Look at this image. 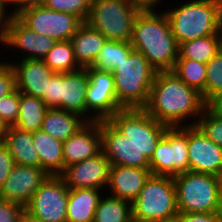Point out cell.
<instances>
[{
	"instance_id": "obj_1",
	"label": "cell",
	"mask_w": 222,
	"mask_h": 222,
	"mask_svg": "<svg viewBox=\"0 0 222 222\" xmlns=\"http://www.w3.org/2000/svg\"><path fill=\"white\" fill-rule=\"evenodd\" d=\"M201 94L173 71L156 72L149 101L144 108L168 127L196 125L205 108Z\"/></svg>"
},
{
	"instance_id": "obj_2",
	"label": "cell",
	"mask_w": 222,
	"mask_h": 222,
	"mask_svg": "<svg viewBox=\"0 0 222 222\" xmlns=\"http://www.w3.org/2000/svg\"><path fill=\"white\" fill-rule=\"evenodd\" d=\"M131 45L141 52L157 71H172L178 58L177 43L166 13L141 10L133 24Z\"/></svg>"
},
{
	"instance_id": "obj_3",
	"label": "cell",
	"mask_w": 222,
	"mask_h": 222,
	"mask_svg": "<svg viewBox=\"0 0 222 222\" xmlns=\"http://www.w3.org/2000/svg\"><path fill=\"white\" fill-rule=\"evenodd\" d=\"M173 1L163 11L178 44L222 32V0Z\"/></svg>"
},
{
	"instance_id": "obj_4",
	"label": "cell",
	"mask_w": 222,
	"mask_h": 222,
	"mask_svg": "<svg viewBox=\"0 0 222 222\" xmlns=\"http://www.w3.org/2000/svg\"><path fill=\"white\" fill-rule=\"evenodd\" d=\"M156 72L146 57L133 49L112 71L119 105L123 109L145 108Z\"/></svg>"
},
{
	"instance_id": "obj_5",
	"label": "cell",
	"mask_w": 222,
	"mask_h": 222,
	"mask_svg": "<svg viewBox=\"0 0 222 222\" xmlns=\"http://www.w3.org/2000/svg\"><path fill=\"white\" fill-rule=\"evenodd\" d=\"M132 216L149 222H171L178 216L174 178L150 175L132 202Z\"/></svg>"
},
{
	"instance_id": "obj_6",
	"label": "cell",
	"mask_w": 222,
	"mask_h": 222,
	"mask_svg": "<svg viewBox=\"0 0 222 222\" xmlns=\"http://www.w3.org/2000/svg\"><path fill=\"white\" fill-rule=\"evenodd\" d=\"M174 184L178 213L222 212L217 176L187 171L174 177Z\"/></svg>"
},
{
	"instance_id": "obj_7",
	"label": "cell",
	"mask_w": 222,
	"mask_h": 222,
	"mask_svg": "<svg viewBox=\"0 0 222 222\" xmlns=\"http://www.w3.org/2000/svg\"><path fill=\"white\" fill-rule=\"evenodd\" d=\"M140 11L130 0H91L86 23L107 40L131 42L133 24Z\"/></svg>"
},
{
	"instance_id": "obj_8",
	"label": "cell",
	"mask_w": 222,
	"mask_h": 222,
	"mask_svg": "<svg viewBox=\"0 0 222 222\" xmlns=\"http://www.w3.org/2000/svg\"><path fill=\"white\" fill-rule=\"evenodd\" d=\"M109 120L149 161L168 127L152 118L144 108L121 109Z\"/></svg>"
},
{
	"instance_id": "obj_9",
	"label": "cell",
	"mask_w": 222,
	"mask_h": 222,
	"mask_svg": "<svg viewBox=\"0 0 222 222\" xmlns=\"http://www.w3.org/2000/svg\"><path fill=\"white\" fill-rule=\"evenodd\" d=\"M149 169L152 175L172 178L189 171L187 126L166 128L149 161Z\"/></svg>"
},
{
	"instance_id": "obj_10",
	"label": "cell",
	"mask_w": 222,
	"mask_h": 222,
	"mask_svg": "<svg viewBox=\"0 0 222 222\" xmlns=\"http://www.w3.org/2000/svg\"><path fill=\"white\" fill-rule=\"evenodd\" d=\"M15 16L30 30L55 41L71 40L84 23L73 14L54 11L42 4L24 8Z\"/></svg>"
},
{
	"instance_id": "obj_11",
	"label": "cell",
	"mask_w": 222,
	"mask_h": 222,
	"mask_svg": "<svg viewBox=\"0 0 222 222\" xmlns=\"http://www.w3.org/2000/svg\"><path fill=\"white\" fill-rule=\"evenodd\" d=\"M5 42L6 51L8 50L6 60L10 64L13 61L22 59L42 60L53 48L56 41L53 38L30 30L16 16H8Z\"/></svg>"
},
{
	"instance_id": "obj_12",
	"label": "cell",
	"mask_w": 222,
	"mask_h": 222,
	"mask_svg": "<svg viewBox=\"0 0 222 222\" xmlns=\"http://www.w3.org/2000/svg\"><path fill=\"white\" fill-rule=\"evenodd\" d=\"M69 192L60 175H49L33 194L25 210L45 222H67Z\"/></svg>"
},
{
	"instance_id": "obj_13",
	"label": "cell",
	"mask_w": 222,
	"mask_h": 222,
	"mask_svg": "<svg viewBox=\"0 0 222 222\" xmlns=\"http://www.w3.org/2000/svg\"><path fill=\"white\" fill-rule=\"evenodd\" d=\"M89 77L86 94V121L110 119L116 112L123 109L118 101L115 90L114 75L111 71H100L86 67Z\"/></svg>"
},
{
	"instance_id": "obj_14",
	"label": "cell",
	"mask_w": 222,
	"mask_h": 222,
	"mask_svg": "<svg viewBox=\"0 0 222 222\" xmlns=\"http://www.w3.org/2000/svg\"><path fill=\"white\" fill-rule=\"evenodd\" d=\"M102 152L111 166L149 169V160L109 120H100Z\"/></svg>"
},
{
	"instance_id": "obj_15",
	"label": "cell",
	"mask_w": 222,
	"mask_h": 222,
	"mask_svg": "<svg viewBox=\"0 0 222 222\" xmlns=\"http://www.w3.org/2000/svg\"><path fill=\"white\" fill-rule=\"evenodd\" d=\"M110 162L101 151L96 156L65 167L60 175L69 189H107Z\"/></svg>"
},
{
	"instance_id": "obj_16",
	"label": "cell",
	"mask_w": 222,
	"mask_h": 222,
	"mask_svg": "<svg viewBox=\"0 0 222 222\" xmlns=\"http://www.w3.org/2000/svg\"><path fill=\"white\" fill-rule=\"evenodd\" d=\"M189 171L218 176L222 172V147L210 140L197 125L187 126Z\"/></svg>"
},
{
	"instance_id": "obj_17",
	"label": "cell",
	"mask_w": 222,
	"mask_h": 222,
	"mask_svg": "<svg viewBox=\"0 0 222 222\" xmlns=\"http://www.w3.org/2000/svg\"><path fill=\"white\" fill-rule=\"evenodd\" d=\"M48 176L41 167L16 164L0 188V199L26 206Z\"/></svg>"
},
{
	"instance_id": "obj_18",
	"label": "cell",
	"mask_w": 222,
	"mask_h": 222,
	"mask_svg": "<svg viewBox=\"0 0 222 222\" xmlns=\"http://www.w3.org/2000/svg\"><path fill=\"white\" fill-rule=\"evenodd\" d=\"M15 72L16 89L26 95L43 99L53 71L43 60L22 59L10 63Z\"/></svg>"
},
{
	"instance_id": "obj_19",
	"label": "cell",
	"mask_w": 222,
	"mask_h": 222,
	"mask_svg": "<svg viewBox=\"0 0 222 222\" xmlns=\"http://www.w3.org/2000/svg\"><path fill=\"white\" fill-rule=\"evenodd\" d=\"M102 151L100 121L87 122L63 142L65 167L92 158Z\"/></svg>"
},
{
	"instance_id": "obj_20",
	"label": "cell",
	"mask_w": 222,
	"mask_h": 222,
	"mask_svg": "<svg viewBox=\"0 0 222 222\" xmlns=\"http://www.w3.org/2000/svg\"><path fill=\"white\" fill-rule=\"evenodd\" d=\"M150 175V169L121 165L110 166L109 181L105 192L132 203L138 197Z\"/></svg>"
},
{
	"instance_id": "obj_21",
	"label": "cell",
	"mask_w": 222,
	"mask_h": 222,
	"mask_svg": "<svg viewBox=\"0 0 222 222\" xmlns=\"http://www.w3.org/2000/svg\"><path fill=\"white\" fill-rule=\"evenodd\" d=\"M89 77L86 68L60 73V109L86 120V94Z\"/></svg>"
},
{
	"instance_id": "obj_22",
	"label": "cell",
	"mask_w": 222,
	"mask_h": 222,
	"mask_svg": "<svg viewBox=\"0 0 222 222\" xmlns=\"http://www.w3.org/2000/svg\"><path fill=\"white\" fill-rule=\"evenodd\" d=\"M107 38L84 22L71 37L74 57L81 68L93 64Z\"/></svg>"
},
{
	"instance_id": "obj_23",
	"label": "cell",
	"mask_w": 222,
	"mask_h": 222,
	"mask_svg": "<svg viewBox=\"0 0 222 222\" xmlns=\"http://www.w3.org/2000/svg\"><path fill=\"white\" fill-rule=\"evenodd\" d=\"M40 167L48 175H61L64 171L63 142L39 129L32 132Z\"/></svg>"
},
{
	"instance_id": "obj_24",
	"label": "cell",
	"mask_w": 222,
	"mask_h": 222,
	"mask_svg": "<svg viewBox=\"0 0 222 222\" xmlns=\"http://www.w3.org/2000/svg\"><path fill=\"white\" fill-rule=\"evenodd\" d=\"M87 121L80 115L59 108H48L41 130L54 139L65 142L74 135Z\"/></svg>"
},
{
	"instance_id": "obj_25",
	"label": "cell",
	"mask_w": 222,
	"mask_h": 222,
	"mask_svg": "<svg viewBox=\"0 0 222 222\" xmlns=\"http://www.w3.org/2000/svg\"><path fill=\"white\" fill-rule=\"evenodd\" d=\"M3 145L13 156L15 164L40 167V157L35 148L32 132L10 126L7 128Z\"/></svg>"
},
{
	"instance_id": "obj_26",
	"label": "cell",
	"mask_w": 222,
	"mask_h": 222,
	"mask_svg": "<svg viewBox=\"0 0 222 222\" xmlns=\"http://www.w3.org/2000/svg\"><path fill=\"white\" fill-rule=\"evenodd\" d=\"M104 191L95 188L70 189L67 222H93L94 213Z\"/></svg>"
},
{
	"instance_id": "obj_27",
	"label": "cell",
	"mask_w": 222,
	"mask_h": 222,
	"mask_svg": "<svg viewBox=\"0 0 222 222\" xmlns=\"http://www.w3.org/2000/svg\"><path fill=\"white\" fill-rule=\"evenodd\" d=\"M47 109V105L41 98L20 92L19 113L14 126L27 132L41 129Z\"/></svg>"
},
{
	"instance_id": "obj_28",
	"label": "cell",
	"mask_w": 222,
	"mask_h": 222,
	"mask_svg": "<svg viewBox=\"0 0 222 222\" xmlns=\"http://www.w3.org/2000/svg\"><path fill=\"white\" fill-rule=\"evenodd\" d=\"M222 49V32L179 44L178 58L208 63Z\"/></svg>"
},
{
	"instance_id": "obj_29",
	"label": "cell",
	"mask_w": 222,
	"mask_h": 222,
	"mask_svg": "<svg viewBox=\"0 0 222 222\" xmlns=\"http://www.w3.org/2000/svg\"><path fill=\"white\" fill-rule=\"evenodd\" d=\"M132 217V203L103 193L94 213L93 222H128Z\"/></svg>"
},
{
	"instance_id": "obj_30",
	"label": "cell",
	"mask_w": 222,
	"mask_h": 222,
	"mask_svg": "<svg viewBox=\"0 0 222 222\" xmlns=\"http://www.w3.org/2000/svg\"><path fill=\"white\" fill-rule=\"evenodd\" d=\"M133 47L131 42L106 40L103 48L90 66L100 71H113L124 58H127Z\"/></svg>"
},
{
	"instance_id": "obj_31",
	"label": "cell",
	"mask_w": 222,
	"mask_h": 222,
	"mask_svg": "<svg viewBox=\"0 0 222 222\" xmlns=\"http://www.w3.org/2000/svg\"><path fill=\"white\" fill-rule=\"evenodd\" d=\"M42 60L56 73H68L81 68L75 60L70 40L56 41Z\"/></svg>"
},
{
	"instance_id": "obj_32",
	"label": "cell",
	"mask_w": 222,
	"mask_h": 222,
	"mask_svg": "<svg viewBox=\"0 0 222 222\" xmlns=\"http://www.w3.org/2000/svg\"><path fill=\"white\" fill-rule=\"evenodd\" d=\"M172 71L188 86L201 93L205 88L206 64L188 58H177Z\"/></svg>"
},
{
	"instance_id": "obj_33",
	"label": "cell",
	"mask_w": 222,
	"mask_h": 222,
	"mask_svg": "<svg viewBox=\"0 0 222 222\" xmlns=\"http://www.w3.org/2000/svg\"><path fill=\"white\" fill-rule=\"evenodd\" d=\"M206 73L205 88L200 93L205 103L222 91V49L206 63Z\"/></svg>"
},
{
	"instance_id": "obj_34",
	"label": "cell",
	"mask_w": 222,
	"mask_h": 222,
	"mask_svg": "<svg viewBox=\"0 0 222 222\" xmlns=\"http://www.w3.org/2000/svg\"><path fill=\"white\" fill-rule=\"evenodd\" d=\"M42 5L54 11L73 14L86 22L91 0H44Z\"/></svg>"
},
{
	"instance_id": "obj_35",
	"label": "cell",
	"mask_w": 222,
	"mask_h": 222,
	"mask_svg": "<svg viewBox=\"0 0 222 222\" xmlns=\"http://www.w3.org/2000/svg\"><path fill=\"white\" fill-rule=\"evenodd\" d=\"M196 125L210 140L222 147V118L216 117L205 107Z\"/></svg>"
},
{
	"instance_id": "obj_36",
	"label": "cell",
	"mask_w": 222,
	"mask_h": 222,
	"mask_svg": "<svg viewBox=\"0 0 222 222\" xmlns=\"http://www.w3.org/2000/svg\"><path fill=\"white\" fill-rule=\"evenodd\" d=\"M20 104V92L15 89L7 96L0 97V120L7 126H14L17 121Z\"/></svg>"
},
{
	"instance_id": "obj_37",
	"label": "cell",
	"mask_w": 222,
	"mask_h": 222,
	"mask_svg": "<svg viewBox=\"0 0 222 222\" xmlns=\"http://www.w3.org/2000/svg\"><path fill=\"white\" fill-rule=\"evenodd\" d=\"M25 206L0 199V222H20Z\"/></svg>"
},
{
	"instance_id": "obj_38",
	"label": "cell",
	"mask_w": 222,
	"mask_h": 222,
	"mask_svg": "<svg viewBox=\"0 0 222 222\" xmlns=\"http://www.w3.org/2000/svg\"><path fill=\"white\" fill-rule=\"evenodd\" d=\"M42 100L48 108L60 109V73H53L48 81L47 95Z\"/></svg>"
},
{
	"instance_id": "obj_39",
	"label": "cell",
	"mask_w": 222,
	"mask_h": 222,
	"mask_svg": "<svg viewBox=\"0 0 222 222\" xmlns=\"http://www.w3.org/2000/svg\"><path fill=\"white\" fill-rule=\"evenodd\" d=\"M16 89L15 72L10 64L0 69V97L7 96Z\"/></svg>"
},
{
	"instance_id": "obj_40",
	"label": "cell",
	"mask_w": 222,
	"mask_h": 222,
	"mask_svg": "<svg viewBox=\"0 0 222 222\" xmlns=\"http://www.w3.org/2000/svg\"><path fill=\"white\" fill-rule=\"evenodd\" d=\"M176 222H222V212L215 213H178Z\"/></svg>"
},
{
	"instance_id": "obj_41",
	"label": "cell",
	"mask_w": 222,
	"mask_h": 222,
	"mask_svg": "<svg viewBox=\"0 0 222 222\" xmlns=\"http://www.w3.org/2000/svg\"><path fill=\"white\" fill-rule=\"evenodd\" d=\"M15 165V161L9 150L4 145H0V188Z\"/></svg>"
},
{
	"instance_id": "obj_42",
	"label": "cell",
	"mask_w": 222,
	"mask_h": 222,
	"mask_svg": "<svg viewBox=\"0 0 222 222\" xmlns=\"http://www.w3.org/2000/svg\"><path fill=\"white\" fill-rule=\"evenodd\" d=\"M8 16H15L22 9L43 4L44 0H2Z\"/></svg>"
},
{
	"instance_id": "obj_43",
	"label": "cell",
	"mask_w": 222,
	"mask_h": 222,
	"mask_svg": "<svg viewBox=\"0 0 222 222\" xmlns=\"http://www.w3.org/2000/svg\"><path fill=\"white\" fill-rule=\"evenodd\" d=\"M141 10H162L167 4V0H130ZM165 1V2H164Z\"/></svg>"
},
{
	"instance_id": "obj_44",
	"label": "cell",
	"mask_w": 222,
	"mask_h": 222,
	"mask_svg": "<svg viewBox=\"0 0 222 222\" xmlns=\"http://www.w3.org/2000/svg\"><path fill=\"white\" fill-rule=\"evenodd\" d=\"M205 107L216 117L222 118V91L212 96Z\"/></svg>"
},
{
	"instance_id": "obj_45",
	"label": "cell",
	"mask_w": 222,
	"mask_h": 222,
	"mask_svg": "<svg viewBox=\"0 0 222 222\" xmlns=\"http://www.w3.org/2000/svg\"><path fill=\"white\" fill-rule=\"evenodd\" d=\"M7 17L8 15L4 9V4H0V40H5Z\"/></svg>"
},
{
	"instance_id": "obj_46",
	"label": "cell",
	"mask_w": 222,
	"mask_h": 222,
	"mask_svg": "<svg viewBox=\"0 0 222 222\" xmlns=\"http://www.w3.org/2000/svg\"><path fill=\"white\" fill-rule=\"evenodd\" d=\"M2 49V50H1ZM0 69L7 64L6 60V42L5 40H0ZM5 56V57H4Z\"/></svg>"
},
{
	"instance_id": "obj_47",
	"label": "cell",
	"mask_w": 222,
	"mask_h": 222,
	"mask_svg": "<svg viewBox=\"0 0 222 222\" xmlns=\"http://www.w3.org/2000/svg\"><path fill=\"white\" fill-rule=\"evenodd\" d=\"M20 222H45V221L33 216L31 213L25 210L22 214Z\"/></svg>"
},
{
	"instance_id": "obj_48",
	"label": "cell",
	"mask_w": 222,
	"mask_h": 222,
	"mask_svg": "<svg viewBox=\"0 0 222 222\" xmlns=\"http://www.w3.org/2000/svg\"><path fill=\"white\" fill-rule=\"evenodd\" d=\"M7 126L0 120V145L4 144Z\"/></svg>"
},
{
	"instance_id": "obj_49",
	"label": "cell",
	"mask_w": 222,
	"mask_h": 222,
	"mask_svg": "<svg viewBox=\"0 0 222 222\" xmlns=\"http://www.w3.org/2000/svg\"><path fill=\"white\" fill-rule=\"evenodd\" d=\"M217 178H218L219 201L222 209V172L217 176Z\"/></svg>"
},
{
	"instance_id": "obj_50",
	"label": "cell",
	"mask_w": 222,
	"mask_h": 222,
	"mask_svg": "<svg viewBox=\"0 0 222 222\" xmlns=\"http://www.w3.org/2000/svg\"><path fill=\"white\" fill-rule=\"evenodd\" d=\"M128 222H149V221H146V220H143V219H138V218H135V217L132 216L131 219Z\"/></svg>"
}]
</instances>
